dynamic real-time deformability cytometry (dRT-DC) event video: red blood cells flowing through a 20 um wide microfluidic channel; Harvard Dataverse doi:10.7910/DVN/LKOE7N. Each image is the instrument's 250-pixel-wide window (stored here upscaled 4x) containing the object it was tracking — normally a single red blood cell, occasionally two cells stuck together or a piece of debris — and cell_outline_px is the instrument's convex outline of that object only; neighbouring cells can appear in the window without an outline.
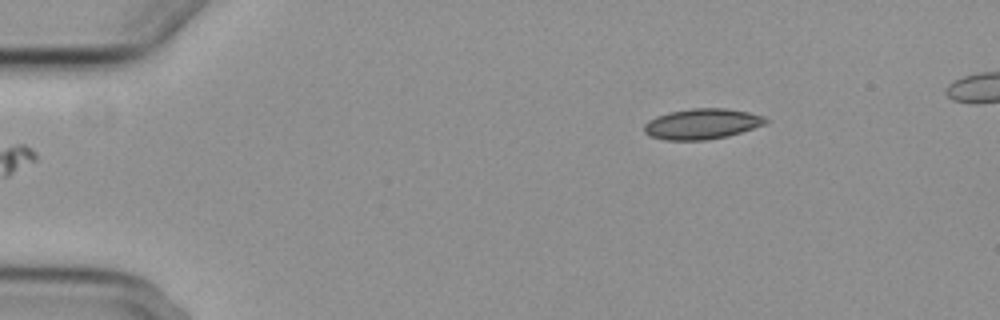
{"species": "common noctule bat (a hibernating species)", "species_latin": "Nyctalus noctula", "temperature_condition": "cold", "stored_images_in_passage": 7, "segment_of_instrument_passage": [2, 2], "camera_frame_rate_fps": 3000, "um_per_image_px": 0.085, "animal": {"sex": "female", "body_mass_g": 29.2, "forearm_length_mm": 56.3}, "frame": {"image": 1, "passage_image": 7, "time_ms": 7.0, "image_size_px": [1000, 320], "cell_outline_px": [[768, 120], [764, 124], [728, 136], [704, 140], [664, 140], [652, 136], [644, 132], [644, 124], [648, 120], [656, 116], [668, 112], [692, 108], [724, 108], [748, 112], [764, 116]], "centroid_in_image_um": [59.63, 10.52], "position_along_channel_um": 25.4, "area_um2": 21.5}}